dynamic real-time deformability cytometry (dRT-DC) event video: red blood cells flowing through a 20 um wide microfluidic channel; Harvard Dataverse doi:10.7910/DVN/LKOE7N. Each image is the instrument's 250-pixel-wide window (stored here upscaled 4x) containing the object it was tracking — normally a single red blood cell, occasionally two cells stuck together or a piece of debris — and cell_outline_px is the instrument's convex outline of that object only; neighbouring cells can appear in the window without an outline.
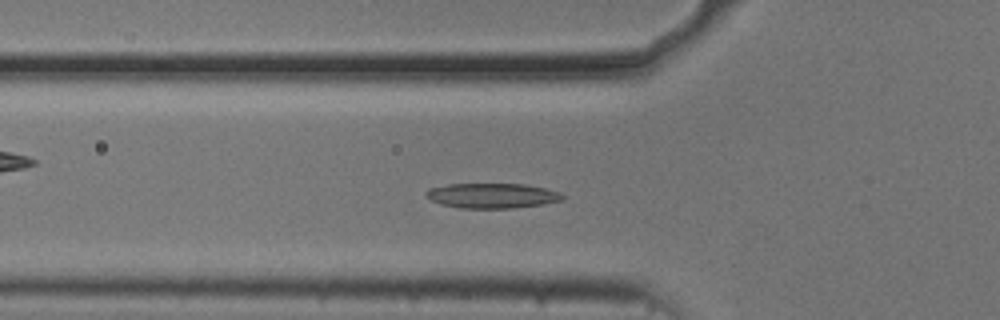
{"species": "common noctule bat (a hibernating species)", "species_latin": "Nyctalus noctula", "temperature_condition": "cold", "stored_images_in_passage": 40, "camera_frame_rate_fps": 3000, "um_per_image_px": 0.085, "animal": {"sex": "male", "body_mass_g": 20.5, "forearm_length_mm": 52.5}, "frame": {"image": 1, "passage_image": 3, "time_ms": 0.667, "image_size_px": [1000, 320], "cell_outline_px": [[564, 196], [560, 200], [544, 204], [512, 208], [460, 208], [440, 204], [432, 200], [424, 192], [428, 188], [448, 184], [524, 184], [544, 188], [560, 192]], "centroid_in_image_um": [41.81, 16.63], "position_along_channel_um": 84.0, "area_um2": 19.77}}
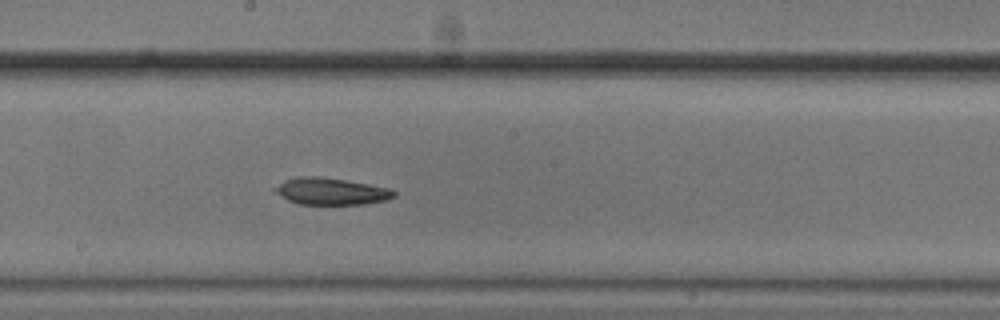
{"frame": {"image": 2, "passage_image": 14, "time_ms": 4.333, "image_size_px": [1000, 320], "cell_outline_px": [[396, 196], [384, 200], [364, 204], [300, 204], [288, 200], [276, 192], [272, 188], [284, 180], [296, 176], [316, 176], [344, 180], [368, 184], [388, 188], [396, 192]], "centroid_in_image_um": [28.1, 16.26], "position_along_channel_um": 220.1, "area_um2": 18.44}}
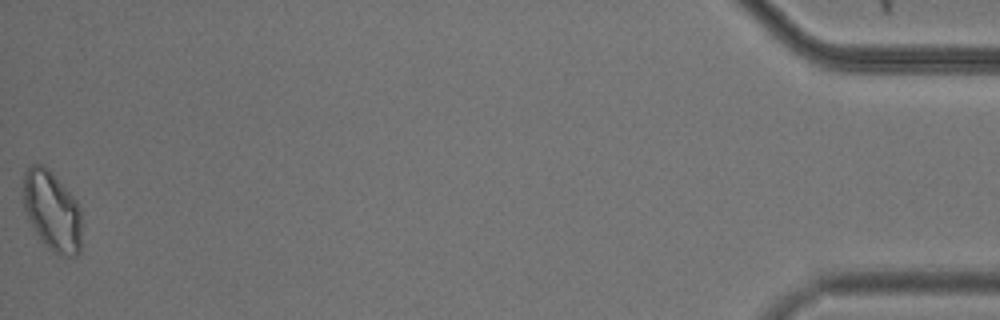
{"frame": {"image": 3, "passage_image": 39, "time_ms": 12.667, "image_size_px": [1000, 320], "cell_outline_px": [[80, 252], [76, 256], [68, 256], [56, 252], [48, 248], [44, 244], [36, 232], [24, 208], [24, 172], [32, 164], [44, 164], [52, 172], [76, 200], [80, 208]], "centroid_in_image_um": [4.43, 17.91], "position_along_channel_um": 430.8, "area_um2": 26.76}, "authors_computed_cell_mechanics": {"area_um2": 19.5653, "velocity_mm_per_s": 3.6851, "shape_relaxation_time_tau1_ms": null, "shape_relaxation_time_tau2_ms": 8.3179, "deformation_change_tau1": null, "deformation_change_tau2": 0.0909}}